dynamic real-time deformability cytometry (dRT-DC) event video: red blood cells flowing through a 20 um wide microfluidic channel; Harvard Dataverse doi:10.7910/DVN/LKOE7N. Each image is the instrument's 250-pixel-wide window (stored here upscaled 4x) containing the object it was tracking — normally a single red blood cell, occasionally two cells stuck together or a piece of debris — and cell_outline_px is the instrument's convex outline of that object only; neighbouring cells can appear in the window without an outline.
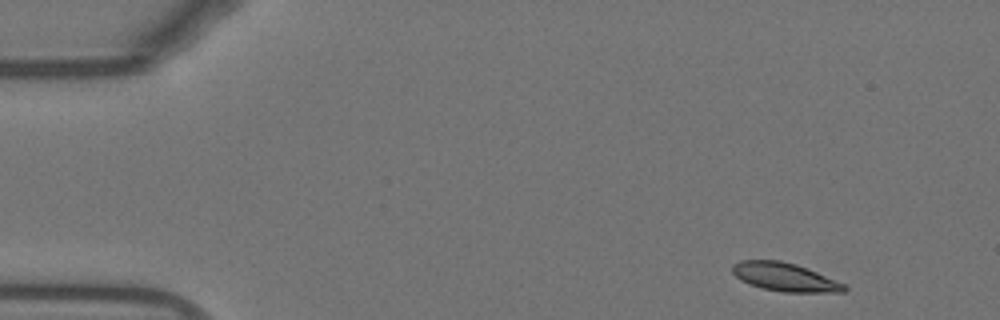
{"species": "Egyptian fruit bat (a non-hibernating species)", "species_latin": "Rousettus aegyptiacus", "temperature_condition": "warm", "stored_images_in_passage": 49, "camera_frame_rate_fps": 3000, "um_per_image_px": 0.085, "animal": {"sex": "female"}, "frame": {"image": 1, "passage_image": 1, "time_ms": 0.0, "image_size_px": [1000, 320], "cell_outline_px": [[848, 288], [844, 292], [784, 292], [764, 288], [748, 284], [740, 280], [732, 272], [732, 264], [740, 260], [780, 260], [796, 264], [836, 280], [844, 284]], "centroid_in_image_um": [66.68, 23.54], "position_along_channel_um": 18.3, "area_um2": 18.44}}
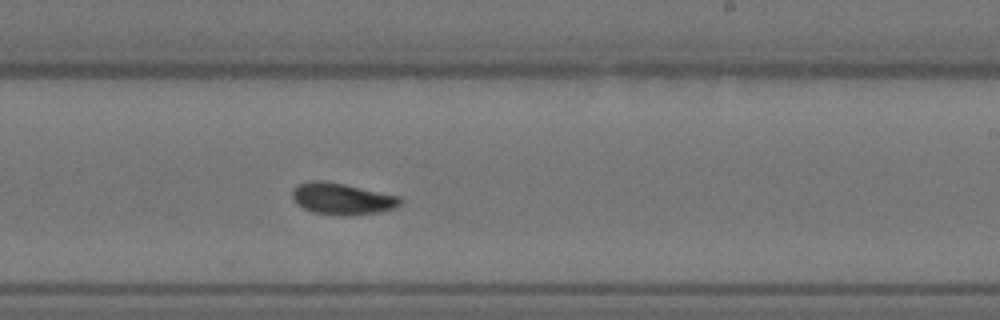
{"frame": {"image": 2, "passage_image": 28, "time_ms": 9.0, "image_size_px": [1000, 320], "cell_outline_px": [[404, 200], [396, 208], [380, 212], [344, 216], [340, 216], [312, 212], [296, 204], [292, 200], [292, 188], [296, 184], [312, 180], [320, 180], [344, 184], [400, 196]], "centroid_in_image_um": [29.06, 16.9], "position_along_channel_um": 259.9, "area_um2": 20.17}}
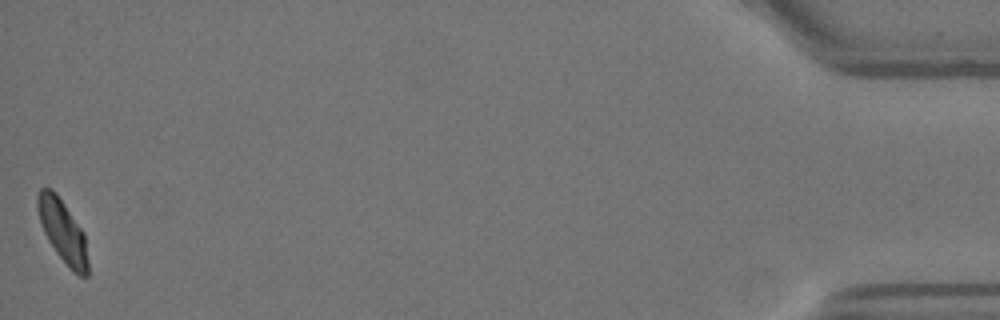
{"frame": {"image": 3, "passage_image": 49, "time_ms": 16.0, "image_size_px": [1000, 320], "cell_outline_px": [[88, 276], [80, 276], [72, 272], [56, 252], [48, 240], [44, 232], [36, 208], [36, 196], [40, 188], [52, 188], [56, 192], [84, 232], [88, 260]], "centroid_in_image_um": [5.32, 19.64], "position_along_channel_um": 429.9, "area_um2": 18.5}, "authors_computed_cell_mechanics": {"area_um2": 18.8428, "velocity_mm_per_s": 3.7878, "shape_relaxation_time_tau1_ms": 5.5563, "shape_relaxation_time_tau2_ms": 4.322, "deformation_change_tau1": 0.1779, "deformation_change_tau2": 0.0674}}